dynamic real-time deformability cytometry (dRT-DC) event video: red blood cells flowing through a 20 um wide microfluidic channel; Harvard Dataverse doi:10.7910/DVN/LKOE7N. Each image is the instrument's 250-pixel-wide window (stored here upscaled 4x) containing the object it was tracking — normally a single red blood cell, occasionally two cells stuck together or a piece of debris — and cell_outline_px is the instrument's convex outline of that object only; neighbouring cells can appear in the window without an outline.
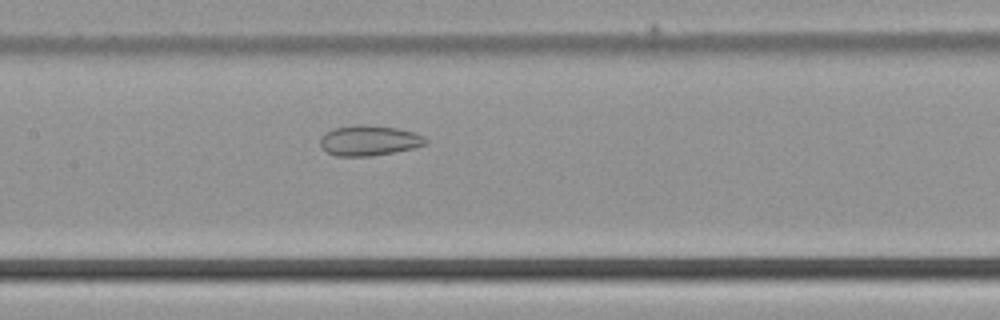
{"species": "common noctule bat (a hibernating species)", "species_latin": "Nyctalus noctula", "temperature_condition": "cold", "stored_images_in_passage": 40, "camera_frame_rate_fps": 3000, "um_per_image_px": 0.085, "animal": {"sex": "male", "body_mass_g": 21.5, "forearm_length_mm": 52.0}, "frame": {"image": 1, "passage_image": 17, "time_ms": 5.333, "image_size_px": [1000, 320], "cell_outline_px": [[428, 144], [412, 148], [372, 156], [336, 156], [320, 148], [320, 136], [324, 132], [332, 128], [356, 124], [364, 124], [396, 128], [416, 132], [424, 136], [428, 140]], "centroid_in_image_um": [31.35, 11.93], "position_along_channel_um": 176.1, "area_um2": 18.9}}
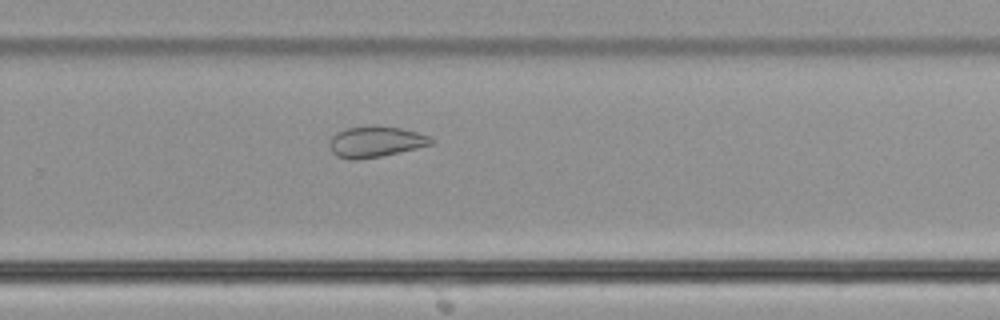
{"frame": {"image": 2, "passage_image": 26, "time_ms": 8.333, "image_size_px": [1000, 320], "cell_outline_px": [[432, 144], [416, 148], [380, 156], [356, 160], [348, 160], [336, 156], [332, 152], [332, 136], [336, 132], [348, 128], [376, 124], [400, 128], [432, 136]], "centroid_in_image_um": [31.93, 12.03], "position_along_channel_um": 297.9, "area_um2": 18.21}}
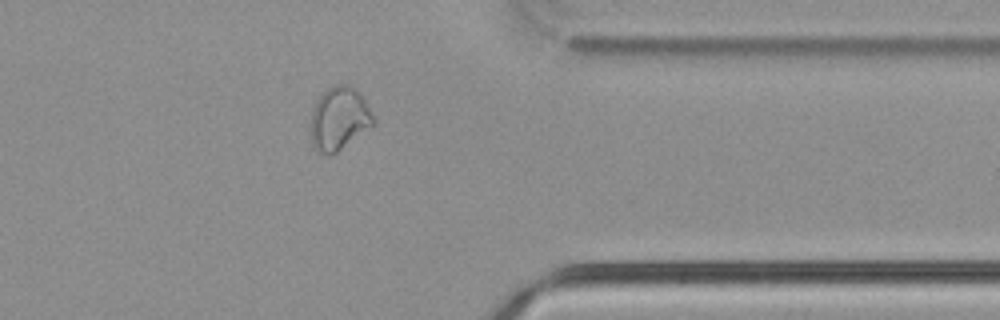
{"frame": {"image": 3, "passage_image": 33, "time_ms": 10.667, "image_size_px": [1000, 320], "cell_outline_px": [[372, 124], [336, 152], [316, 152], [312, 144], [308, 124], [312, 108], [316, 100], [328, 88], [336, 84], [348, 84], [356, 88], [364, 100], [372, 116]], "centroid_in_image_um": [28.73, 10.04], "position_along_channel_um": 382.7, "area_um2": 22.6}}